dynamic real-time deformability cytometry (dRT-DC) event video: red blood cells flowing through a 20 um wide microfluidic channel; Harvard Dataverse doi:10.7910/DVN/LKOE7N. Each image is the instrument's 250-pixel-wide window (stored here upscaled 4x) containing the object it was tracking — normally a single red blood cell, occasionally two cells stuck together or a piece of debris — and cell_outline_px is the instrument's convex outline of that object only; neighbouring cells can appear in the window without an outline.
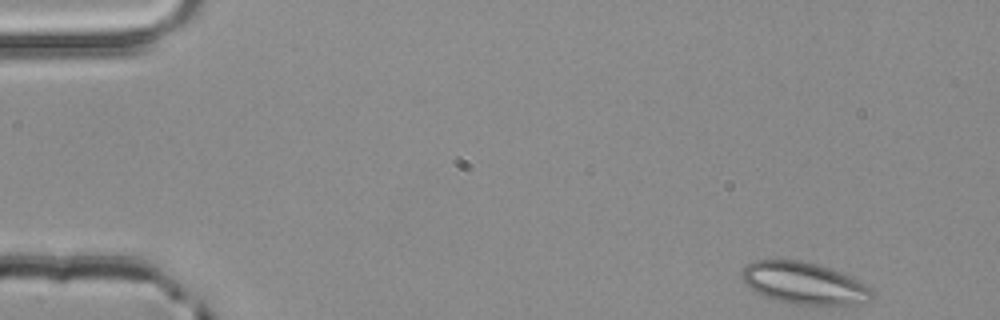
{"species": "common noctule bat (a hibernating species)", "species_latin": "Nyctalus noctula", "temperature_condition": "room temperature", "stored_images_in_passage": 50, "camera_frame_rate_fps": 3000, "um_per_image_px": 0.085, "animal": {"sex": "male", "body_mass_g": 20.4}, "frame": {"image": 1, "passage_image": 1, "time_ms": 0.0, "image_size_px": [1000, 320], "cell_outline_px": [[872, 296], [868, 300], [852, 304], [792, 304], [768, 296], [748, 288], [740, 276], [744, 268], [752, 260], [796, 260], [816, 264], [852, 276], [864, 284], [872, 292]], "centroid_in_image_um": [68.3, 24.05], "position_along_channel_um": 16.7, "area_um2": 31.04}}
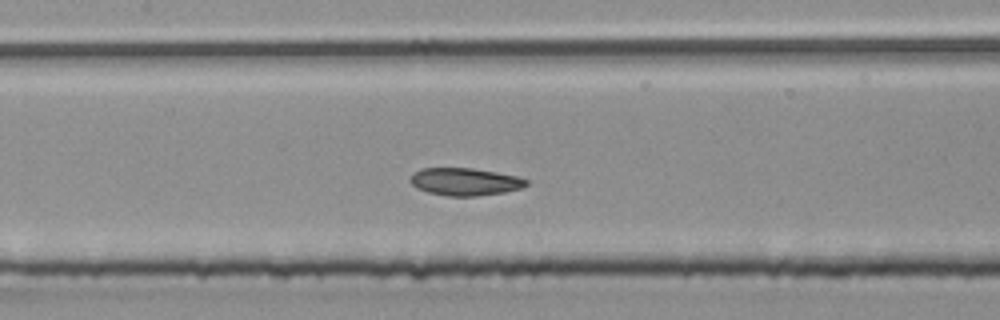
{"frame": {"image": 2, "passage_image": 22, "time_ms": 7.0, "image_size_px": [1000, 320], "cell_outline_px": [[528, 184], [520, 188], [504, 192], [476, 196], [448, 196], [428, 192], [416, 188], [412, 184], [412, 176], [420, 168], [472, 168], [496, 172], [516, 176], [528, 180]], "centroid_in_image_um": [39.53, 15.44], "position_along_channel_um": 167.9, "area_um2": 18.38}}
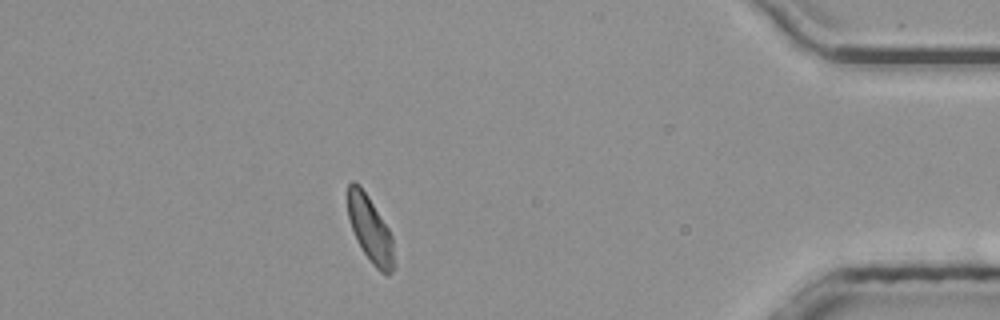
{"frame": {"image": 3, "passage_image": 44, "time_ms": 14.333, "image_size_px": [1000, 320], "cell_outline_px": [[392, 272], [388, 276], [380, 272], [372, 264], [356, 240], [348, 216], [348, 184], [352, 180], [360, 184], [368, 196], [388, 228], [392, 236]], "centroid_in_image_um": [31.43, 19.46], "position_along_channel_um": 403.8, "area_um2": 17.46}, "authors_computed_cell_mechanics": {"area_um2": 18.8717, "velocity_mm_per_s": 3.8728, "shape_relaxation_time_tau1_ms": 10.7923, "shape_relaxation_time_tau2_ms": 3.3924, "deformation_change_tau1": 0.1413, "deformation_change_tau2": 0.0913}}